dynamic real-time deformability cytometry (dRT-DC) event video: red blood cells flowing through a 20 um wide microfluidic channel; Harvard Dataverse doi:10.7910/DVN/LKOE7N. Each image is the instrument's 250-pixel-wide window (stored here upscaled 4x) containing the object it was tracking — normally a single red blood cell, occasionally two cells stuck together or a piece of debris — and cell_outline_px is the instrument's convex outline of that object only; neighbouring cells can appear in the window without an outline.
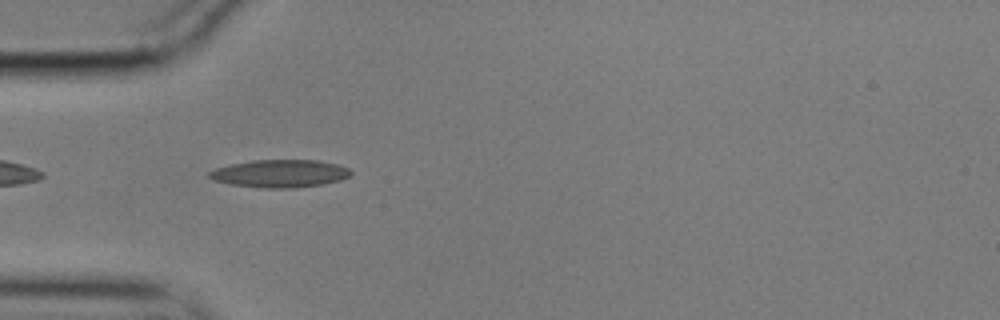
{"species": "common noctule bat (a hibernating species)", "species_latin": "Nyctalus noctula", "temperature_condition": "cold", "stored_images_in_passage": 42, "camera_frame_rate_fps": 3000, "um_per_image_px": 0.085, "animal": {"sex": "male", "body_mass_g": 17.9}, "frame": {"image": 1, "passage_image": 3, "time_ms": 0.667, "image_size_px": [1000, 320], "cell_outline_px": [[352, 172], [348, 176], [340, 180], [324, 184], [296, 188], [260, 188], [232, 184], [216, 180], [208, 176], [208, 172], [216, 168], [228, 164], [252, 160], [320, 160], [336, 164], [348, 168]], "centroid_in_image_um": [23.8, 14.75], "position_along_channel_um": 61.2, "area_um2": 22.89}}
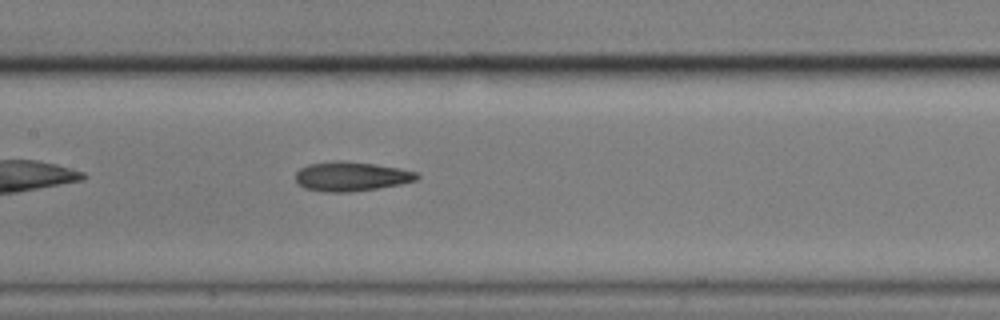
{"frame": {"image": 2, "passage_image": 13, "time_ms": 4.0, "image_size_px": [1000, 320], "cell_outline_px": [[420, 176], [416, 180], [400, 184], [352, 192], [324, 192], [304, 188], [296, 184], [296, 172], [300, 168], [308, 164], [332, 160], [340, 160], [376, 164], [400, 168], [416, 172]], "centroid_in_image_um": [29.81, 14.99], "position_along_channel_um": 177.6, "area_um2": 20.98}}
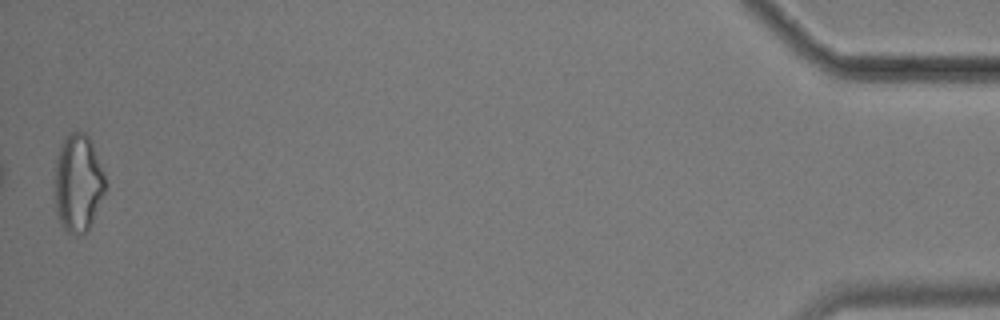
{"frame": {"image": 3, "passage_image": 42, "time_ms": 13.667, "image_size_px": [1000, 320], "cell_outline_px": [[104, 192], [88, 232], [84, 236], [72, 236], [64, 228], [56, 212], [56, 160], [60, 144], [64, 136], [72, 132], [84, 132], [92, 140], [104, 176]], "centroid_in_image_um": [6.63, 15.57], "position_along_channel_um": 428.6, "area_um2": 28.67}, "authors_computed_cell_mechanics": {"area_um2": 21.1548, "velocity_mm_per_s": 3.5281, "shape_relaxation_time_tau1_ms": null, "shape_relaxation_time_tau2_ms": 5.4925, "deformation_change_tau1": null, "deformation_change_tau2": 0.1549}}